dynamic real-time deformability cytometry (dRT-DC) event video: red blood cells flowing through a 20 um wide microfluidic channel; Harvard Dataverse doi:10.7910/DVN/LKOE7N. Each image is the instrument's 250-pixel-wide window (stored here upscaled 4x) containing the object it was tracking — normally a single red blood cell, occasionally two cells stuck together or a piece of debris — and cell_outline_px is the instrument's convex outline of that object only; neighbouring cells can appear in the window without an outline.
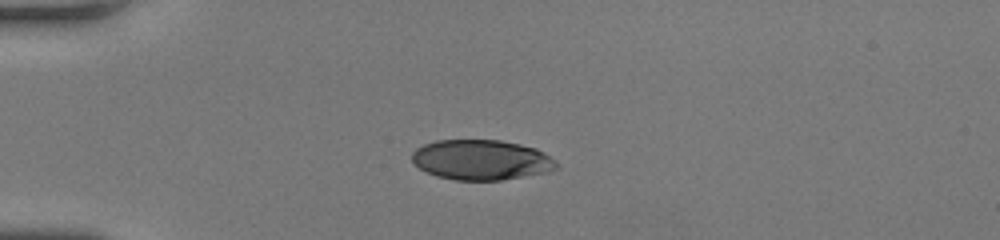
{"species": "human", "species_latin": "Homo sapiens", "temperature_condition": "room temperature", "stored_images_in_passage": 14, "camera_frame_rate_fps": 3000, "um_per_image_px": 0.085, "donor": {"sex": "female"}, "frame": {"image": 1, "passage_image": 5, "time_ms": 1.333, "image_size_px": [1000, 240], "cell_outline_px": [[560, 168], [544, 172], [500, 180], [456, 180], [436, 176], [420, 168], [412, 160], [412, 152], [416, 148], [424, 144], [436, 140], [500, 140], [520, 144], [536, 148], [544, 152], [556, 160], [560, 164]], "centroid_in_image_um": [40.93, 13.58], "position_along_channel_um": 44.1, "area_um2": 33.81}}
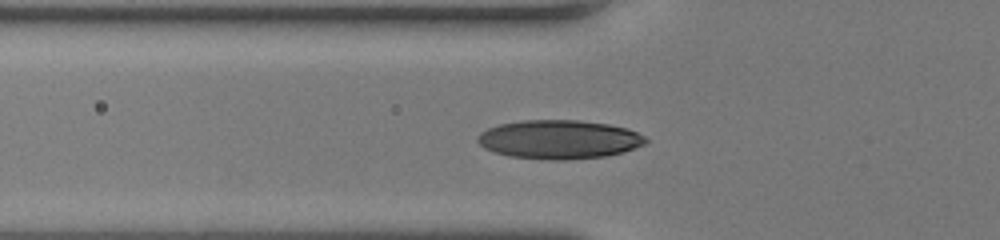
{"frame": {"image": 2, "passage_image": 10, "time_ms": 3.0, "image_size_px": [1000, 240], "cell_outline_px": [[648, 140], [644, 144], [636, 148], [624, 152], [604, 156], [564, 160], [548, 160], [508, 156], [484, 148], [476, 140], [476, 136], [480, 132], [488, 128], [500, 124], [524, 120], [580, 120], [608, 124], [628, 128], [644, 136]], "centroid_in_image_um": [47.52, 11.85], "position_along_channel_um": 78.3, "area_um2": 38.15}}
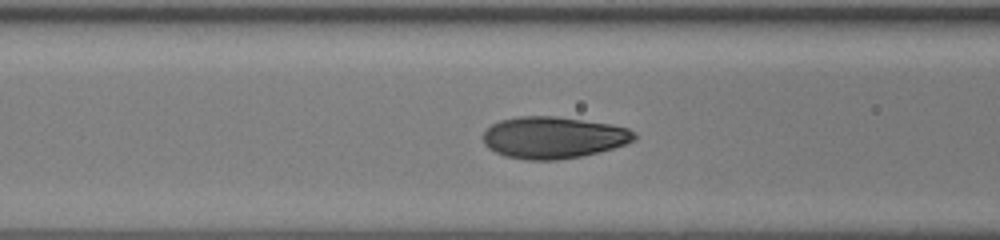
{"frame": {"image": 3, "passage_image": 13, "time_ms": 4.0, "image_size_px": [1000, 240], "cell_outline_px": [[636, 140], [612, 148], [580, 156], [556, 160], [528, 160], [504, 156], [488, 148], [484, 144], [484, 132], [492, 124], [500, 120], [516, 116], [556, 116], [612, 124], [628, 128], [636, 132]], "centroid_in_image_um": [47.03, 11.68], "position_along_channel_um": 119.6, "area_um2": 36.82}}